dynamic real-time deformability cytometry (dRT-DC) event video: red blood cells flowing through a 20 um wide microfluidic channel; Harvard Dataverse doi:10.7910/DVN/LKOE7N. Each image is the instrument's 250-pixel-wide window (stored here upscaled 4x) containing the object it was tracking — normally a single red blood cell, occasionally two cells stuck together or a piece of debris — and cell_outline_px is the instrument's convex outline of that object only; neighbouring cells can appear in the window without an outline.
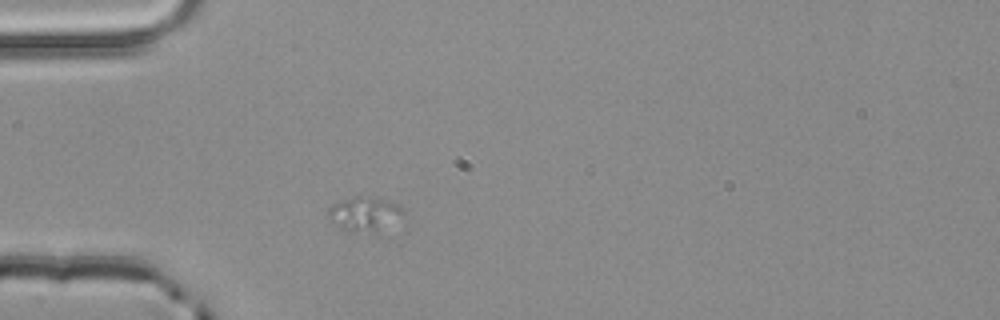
{"species": "common noctule bat (a hibernating species)", "species_latin": "Nyctalus noctula", "temperature_condition": "room temperature", "stored_images_in_passage": 2, "camera_frame_rate_fps": 3000, "um_per_image_px": 0.085, "animal": {"sex": "male", "body_mass_g": 20.4}, "frame": {"image": 1, "passage_image": 2, "time_ms": 0.333, "image_size_px": [1000, 320], "cell_outline_px": [[404, 212], [376, 236], [340, 228], [328, 216], [328, 204], [356, 196], [360, 196], [384, 200], [396, 204]], "centroid_in_image_um": [30.93, 18.23], "position_along_channel_um": 54.1, "area_um2": 14.91}}